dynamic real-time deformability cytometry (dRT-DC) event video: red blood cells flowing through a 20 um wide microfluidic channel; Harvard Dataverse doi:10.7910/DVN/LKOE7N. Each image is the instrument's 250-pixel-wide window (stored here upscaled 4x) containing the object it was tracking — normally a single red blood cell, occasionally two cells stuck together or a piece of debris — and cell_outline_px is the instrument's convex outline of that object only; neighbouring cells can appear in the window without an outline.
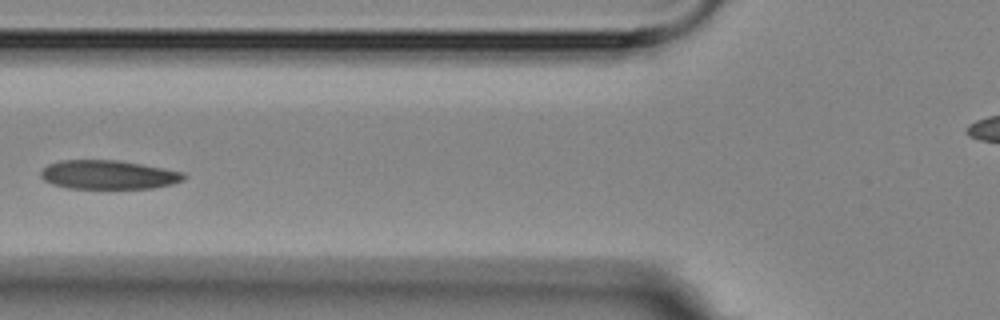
{"species": "Egyptian fruit bat (a non-hibernating species)", "species_latin": "Rousettus aegyptiacus", "temperature_condition": "room temperature", "stored_images_in_passage": 12, "camera_frame_rate_fps": 3000, "um_per_image_px": 0.085, "animal": {"sex": "female"}, "frame": {"image": 1, "passage_image": 7, "time_ms": 7.0, "image_size_px": [1000, 320], "cell_outline_px": [[188, 176], [184, 180], [172, 184], [152, 188], [68, 188], [52, 184], [44, 180], [40, 176], [40, 172], [48, 164], [60, 160], [116, 160], [164, 168], [184, 172]], "centroid_in_image_um": [9.22, 14.85], "position_along_channel_um": 116.6, "area_um2": 24.1}}
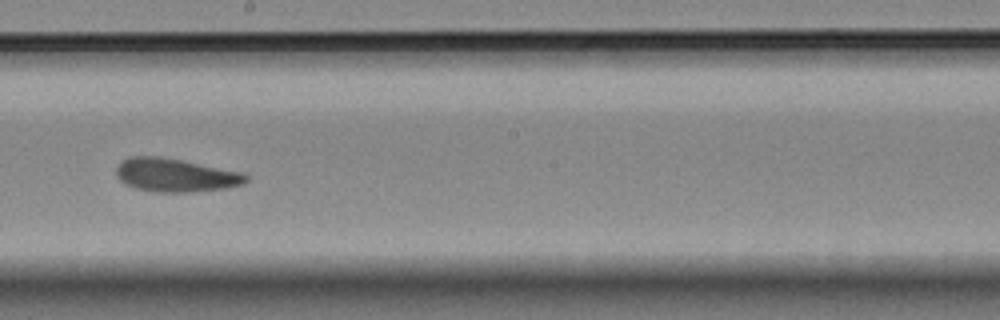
{"frame": {"image": 2, "passage_image": 10, "time_ms": 10.333, "image_size_px": [1000, 320], "cell_outline_px": [[248, 180], [244, 184], [228, 188], [192, 192], [152, 192], [136, 188], [124, 184], [116, 176], [116, 168], [120, 160], [128, 156], [156, 156], [180, 160], [244, 172], [248, 176]], "centroid_in_image_um": [14.9, 14.89], "position_along_channel_um": 233.3, "area_um2": 25.55}}
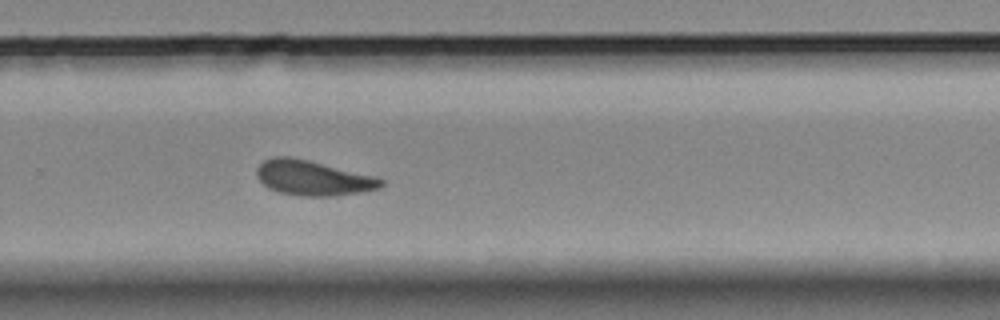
{"frame": {"image": 3, "passage_image": 12, "time_ms": 12.333, "image_size_px": [1000, 320], "cell_outline_px": [[384, 184], [380, 188], [364, 192], [332, 196], [300, 196], [280, 192], [268, 188], [256, 176], [256, 168], [264, 160], [272, 156], [288, 156], [308, 160], [372, 176], [384, 180]], "centroid_in_image_um": [26.57, 15.13], "position_along_channel_um": 303.2, "area_um2": 25.2}}